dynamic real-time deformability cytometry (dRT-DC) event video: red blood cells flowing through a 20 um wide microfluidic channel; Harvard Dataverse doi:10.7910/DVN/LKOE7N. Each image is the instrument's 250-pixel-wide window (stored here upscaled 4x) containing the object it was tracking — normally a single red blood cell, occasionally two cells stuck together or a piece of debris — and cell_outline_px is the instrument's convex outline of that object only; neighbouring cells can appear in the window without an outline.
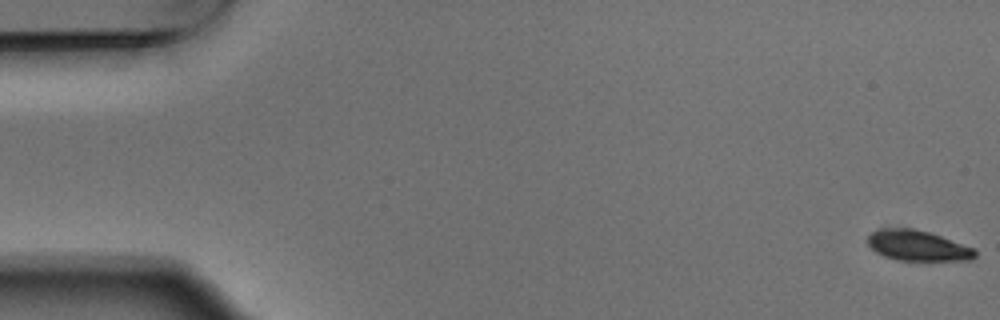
{"species": "Egyptian fruit bat (a non-hibernating species)", "species_latin": "Rousettus aegyptiacus", "temperature_condition": "warm", "stored_images_in_passage": 4, "camera_frame_rate_fps": 3000, "um_per_image_px": 0.085, "animal": {"sex": "male"}, "frame": {"image": 1, "passage_image": 1, "time_ms": 0.0, "image_size_px": [1000, 320], "cell_outline_px": [[976, 256], [972, 260], [896, 260], [884, 256], [876, 252], [864, 240], [868, 232], [880, 228], [912, 228], [928, 232], [940, 236], [972, 248], [976, 252]], "centroid_in_image_um": [77.9, 20.86], "position_along_channel_um": 7.1, "area_um2": 19.07}}
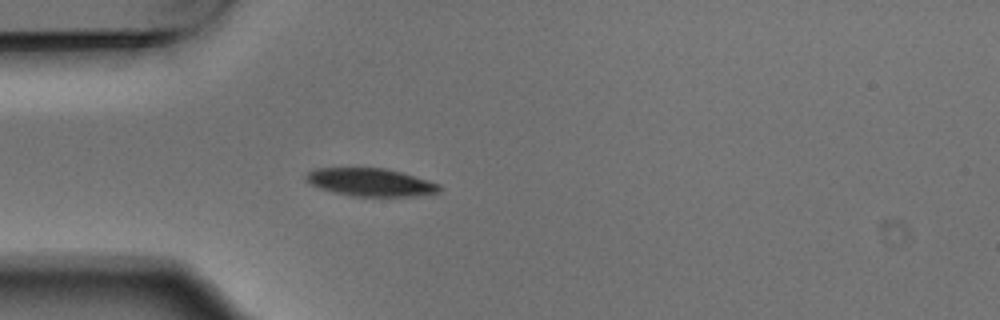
{"frame": {"image": 2, "passage_image": 4, "time_ms": 1.0, "image_size_px": [1000, 320], "cell_outline_px": [[440, 192], [416, 196], [352, 196], [332, 192], [320, 188], [304, 180], [304, 176], [308, 172], [316, 168], [384, 168], [400, 172], [428, 180], [440, 184]], "centroid_in_image_um": [31.48, 15.49], "position_along_channel_um": 53.5, "area_um2": 21.62}}